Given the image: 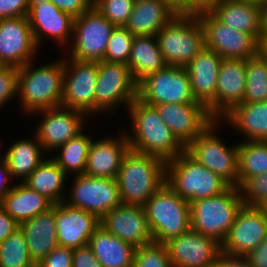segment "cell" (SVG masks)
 I'll use <instances>...</instances> for the list:
<instances>
[{"label":"cell","mask_w":267,"mask_h":267,"mask_svg":"<svg viewBox=\"0 0 267 267\" xmlns=\"http://www.w3.org/2000/svg\"><path fill=\"white\" fill-rule=\"evenodd\" d=\"M243 102L267 101V61L258 55L246 60Z\"/></svg>","instance_id":"8d00e7d4"},{"label":"cell","mask_w":267,"mask_h":267,"mask_svg":"<svg viewBox=\"0 0 267 267\" xmlns=\"http://www.w3.org/2000/svg\"><path fill=\"white\" fill-rule=\"evenodd\" d=\"M19 229V223L15 221L0 205V243Z\"/></svg>","instance_id":"681fc988"},{"label":"cell","mask_w":267,"mask_h":267,"mask_svg":"<svg viewBox=\"0 0 267 267\" xmlns=\"http://www.w3.org/2000/svg\"><path fill=\"white\" fill-rule=\"evenodd\" d=\"M134 4V0H93V6L115 27L125 26Z\"/></svg>","instance_id":"60d3db41"},{"label":"cell","mask_w":267,"mask_h":267,"mask_svg":"<svg viewBox=\"0 0 267 267\" xmlns=\"http://www.w3.org/2000/svg\"><path fill=\"white\" fill-rule=\"evenodd\" d=\"M30 258L35 264L59 245L55 225V204L49 210L19 224Z\"/></svg>","instance_id":"484cf974"},{"label":"cell","mask_w":267,"mask_h":267,"mask_svg":"<svg viewBox=\"0 0 267 267\" xmlns=\"http://www.w3.org/2000/svg\"><path fill=\"white\" fill-rule=\"evenodd\" d=\"M154 107L184 147L215 121L202 103H161Z\"/></svg>","instance_id":"ac0fdd59"},{"label":"cell","mask_w":267,"mask_h":267,"mask_svg":"<svg viewBox=\"0 0 267 267\" xmlns=\"http://www.w3.org/2000/svg\"><path fill=\"white\" fill-rule=\"evenodd\" d=\"M173 267H213L221 244L193 230L165 243Z\"/></svg>","instance_id":"ffe728a7"},{"label":"cell","mask_w":267,"mask_h":267,"mask_svg":"<svg viewBox=\"0 0 267 267\" xmlns=\"http://www.w3.org/2000/svg\"><path fill=\"white\" fill-rule=\"evenodd\" d=\"M98 62L78 61L64 55L63 94L61 106L94 116V96Z\"/></svg>","instance_id":"4fadbf2b"},{"label":"cell","mask_w":267,"mask_h":267,"mask_svg":"<svg viewBox=\"0 0 267 267\" xmlns=\"http://www.w3.org/2000/svg\"><path fill=\"white\" fill-rule=\"evenodd\" d=\"M104 138L92 139L89 147L85 173L92 177L116 178L125 155L130 150L126 132L122 130Z\"/></svg>","instance_id":"603a6c76"},{"label":"cell","mask_w":267,"mask_h":267,"mask_svg":"<svg viewBox=\"0 0 267 267\" xmlns=\"http://www.w3.org/2000/svg\"><path fill=\"white\" fill-rule=\"evenodd\" d=\"M138 96V84L127 64L98 62V74L94 96V116L113 115L122 106H128ZM122 105V106H121ZM97 114V116H96Z\"/></svg>","instance_id":"9c48e42d"},{"label":"cell","mask_w":267,"mask_h":267,"mask_svg":"<svg viewBox=\"0 0 267 267\" xmlns=\"http://www.w3.org/2000/svg\"><path fill=\"white\" fill-rule=\"evenodd\" d=\"M267 237V217L262 208L243 205L221 244V250L245 256Z\"/></svg>","instance_id":"d6986e66"},{"label":"cell","mask_w":267,"mask_h":267,"mask_svg":"<svg viewBox=\"0 0 267 267\" xmlns=\"http://www.w3.org/2000/svg\"><path fill=\"white\" fill-rule=\"evenodd\" d=\"M246 59H222L216 85V120L244 100Z\"/></svg>","instance_id":"d4e9b609"},{"label":"cell","mask_w":267,"mask_h":267,"mask_svg":"<svg viewBox=\"0 0 267 267\" xmlns=\"http://www.w3.org/2000/svg\"><path fill=\"white\" fill-rule=\"evenodd\" d=\"M19 138L12 141L4 153V160L13 182H24L29 175L41 164L48 153L43 150L37 136ZM19 180V181H18Z\"/></svg>","instance_id":"f1b7e54d"},{"label":"cell","mask_w":267,"mask_h":267,"mask_svg":"<svg viewBox=\"0 0 267 267\" xmlns=\"http://www.w3.org/2000/svg\"><path fill=\"white\" fill-rule=\"evenodd\" d=\"M0 148L2 149V145H0ZM1 149H0V152H1ZM3 160H4V154L0 153V162H2Z\"/></svg>","instance_id":"680465c9"},{"label":"cell","mask_w":267,"mask_h":267,"mask_svg":"<svg viewBox=\"0 0 267 267\" xmlns=\"http://www.w3.org/2000/svg\"><path fill=\"white\" fill-rule=\"evenodd\" d=\"M239 188L244 205L261 208L267 203V172L247 178Z\"/></svg>","instance_id":"b9f144b4"},{"label":"cell","mask_w":267,"mask_h":267,"mask_svg":"<svg viewBox=\"0 0 267 267\" xmlns=\"http://www.w3.org/2000/svg\"><path fill=\"white\" fill-rule=\"evenodd\" d=\"M239 142L238 166L240 186L247 178L267 172V141Z\"/></svg>","instance_id":"d590c367"},{"label":"cell","mask_w":267,"mask_h":267,"mask_svg":"<svg viewBox=\"0 0 267 267\" xmlns=\"http://www.w3.org/2000/svg\"><path fill=\"white\" fill-rule=\"evenodd\" d=\"M64 203L90 212L101 219L114 207L122 204L116 178L92 177L86 174L72 176Z\"/></svg>","instance_id":"8fae6325"},{"label":"cell","mask_w":267,"mask_h":267,"mask_svg":"<svg viewBox=\"0 0 267 267\" xmlns=\"http://www.w3.org/2000/svg\"><path fill=\"white\" fill-rule=\"evenodd\" d=\"M210 12L222 23L241 32L261 34L262 6L239 0H222Z\"/></svg>","instance_id":"f546056e"},{"label":"cell","mask_w":267,"mask_h":267,"mask_svg":"<svg viewBox=\"0 0 267 267\" xmlns=\"http://www.w3.org/2000/svg\"><path fill=\"white\" fill-rule=\"evenodd\" d=\"M122 204L144 206L165 183L166 162L129 150L116 177Z\"/></svg>","instance_id":"3957f363"},{"label":"cell","mask_w":267,"mask_h":267,"mask_svg":"<svg viewBox=\"0 0 267 267\" xmlns=\"http://www.w3.org/2000/svg\"><path fill=\"white\" fill-rule=\"evenodd\" d=\"M261 34H267V5L262 6Z\"/></svg>","instance_id":"9f6ffc18"},{"label":"cell","mask_w":267,"mask_h":267,"mask_svg":"<svg viewBox=\"0 0 267 267\" xmlns=\"http://www.w3.org/2000/svg\"><path fill=\"white\" fill-rule=\"evenodd\" d=\"M0 267H36L20 228L0 243Z\"/></svg>","instance_id":"74e56055"},{"label":"cell","mask_w":267,"mask_h":267,"mask_svg":"<svg viewBox=\"0 0 267 267\" xmlns=\"http://www.w3.org/2000/svg\"><path fill=\"white\" fill-rule=\"evenodd\" d=\"M86 129L52 152L51 158L64 170L68 177L85 173L92 137ZM57 153V154H56ZM55 154V155H54Z\"/></svg>","instance_id":"e575fe53"},{"label":"cell","mask_w":267,"mask_h":267,"mask_svg":"<svg viewBox=\"0 0 267 267\" xmlns=\"http://www.w3.org/2000/svg\"><path fill=\"white\" fill-rule=\"evenodd\" d=\"M165 182L189 204L221 194L230 187L224 179L201 165L185 150L166 162Z\"/></svg>","instance_id":"277c9868"},{"label":"cell","mask_w":267,"mask_h":267,"mask_svg":"<svg viewBox=\"0 0 267 267\" xmlns=\"http://www.w3.org/2000/svg\"><path fill=\"white\" fill-rule=\"evenodd\" d=\"M239 1L251 2V3H255L257 5H260V6L265 5V0H239Z\"/></svg>","instance_id":"6f0895ef"},{"label":"cell","mask_w":267,"mask_h":267,"mask_svg":"<svg viewBox=\"0 0 267 267\" xmlns=\"http://www.w3.org/2000/svg\"><path fill=\"white\" fill-rule=\"evenodd\" d=\"M27 16L0 20V65L20 68L38 53Z\"/></svg>","instance_id":"e0dca14e"},{"label":"cell","mask_w":267,"mask_h":267,"mask_svg":"<svg viewBox=\"0 0 267 267\" xmlns=\"http://www.w3.org/2000/svg\"><path fill=\"white\" fill-rule=\"evenodd\" d=\"M32 115L40 116L41 120L34 126L33 133L48 155L81 133L87 127L85 124L89 119L83 112L62 106L41 110Z\"/></svg>","instance_id":"5bb4252c"},{"label":"cell","mask_w":267,"mask_h":267,"mask_svg":"<svg viewBox=\"0 0 267 267\" xmlns=\"http://www.w3.org/2000/svg\"><path fill=\"white\" fill-rule=\"evenodd\" d=\"M133 267H173L165 244L151 242L135 249Z\"/></svg>","instance_id":"ab89813d"},{"label":"cell","mask_w":267,"mask_h":267,"mask_svg":"<svg viewBox=\"0 0 267 267\" xmlns=\"http://www.w3.org/2000/svg\"><path fill=\"white\" fill-rule=\"evenodd\" d=\"M168 66L185 67L204 47L205 35L196 14H176L156 35Z\"/></svg>","instance_id":"52a82bcc"},{"label":"cell","mask_w":267,"mask_h":267,"mask_svg":"<svg viewBox=\"0 0 267 267\" xmlns=\"http://www.w3.org/2000/svg\"><path fill=\"white\" fill-rule=\"evenodd\" d=\"M103 267H133L135 247L106 231L101 225L88 241Z\"/></svg>","instance_id":"1f68e13d"},{"label":"cell","mask_w":267,"mask_h":267,"mask_svg":"<svg viewBox=\"0 0 267 267\" xmlns=\"http://www.w3.org/2000/svg\"><path fill=\"white\" fill-rule=\"evenodd\" d=\"M0 205L20 224L49 210L54 203L24 182H15L12 189L0 201Z\"/></svg>","instance_id":"4dcf8cb0"},{"label":"cell","mask_w":267,"mask_h":267,"mask_svg":"<svg viewBox=\"0 0 267 267\" xmlns=\"http://www.w3.org/2000/svg\"><path fill=\"white\" fill-rule=\"evenodd\" d=\"M72 267H103L87 245L73 250Z\"/></svg>","instance_id":"7dc6e473"},{"label":"cell","mask_w":267,"mask_h":267,"mask_svg":"<svg viewBox=\"0 0 267 267\" xmlns=\"http://www.w3.org/2000/svg\"><path fill=\"white\" fill-rule=\"evenodd\" d=\"M205 35V47L222 59H249L257 55L258 40L219 21L210 11L196 14Z\"/></svg>","instance_id":"9a60e30c"},{"label":"cell","mask_w":267,"mask_h":267,"mask_svg":"<svg viewBox=\"0 0 267 267\" xmlns=\"http://www.w3.org/2000/svg\"><path fill=\"white\" fill-rule=\"evenodd\" d=\"M222 58L204 47L185 67L191 91L197 102L204 104L216 120V85Z\"/></svg>","instance_id":"7402d4cb"},{"label":"cell","mask_w":267,"mask_h":267,"mask_svg":"<svg viewBox=\"0 0 267 267\" xmlns=\"http://www.w3.org/2000/svg\"><path fill=\"white\" fill-rule=\"evenodd\" d=\"M60 10L74 18L82 15L93 7V0H49Z\"/></svg>","instance_id":"bcb514c9"},{"label":"cell","mask_w":267,"mask_h":267,"mask_svg":"<svg viewBox=\"0 0 267 267\" xmlns=\"http://www.w3.org/2000/svg\"><path fill=\"white\" fill-rule=\"evenodd\" d=\"M222 0H189V13L197 14L202 11H210Z\"/></svg>","instance_id":"f5cc1de1"},{"label":"cell","mask_w":267,"mask_h":267,"mask_svg":"<svg viewBox=\"0 0 267 267\" xmlns=\"http://www.w3.org/2000/svg\"><path fill=\"white\" fill-rule=\"evenodd\" d=\"M114 28L115 26L93 6L75 18L71 45L65 48L68 50H65V56L78 61L103 60Z\"/></svg>","instance_id":"30bf717a"},{"label":"cell","mask_w":267,"mask_h":267,"mask_svg":"<svg viewBox=\"0 0 267 267\" xmlns=\"http://www.w3.org/2000/svg\"><path fill=\"white\" fill-rule=\"evenodd\" d=\"M137 98L150 106L161 103H200L191 91L186 67L181 66H167L144 78L138 84Z\"/></svg>","instance_id":"7c38bea8"},{"label":"cell","mask_w":267,"mask_h":267,"mask_svg":"<svg viewBox=\"0 0 267 267\" xmlns=\"http://www.w3.org/2000/svg\"><path fill=\"white\" fill-rule=\"evenodd\" d=\"M143 207L154 242L165 244L191 229L189 202L166 182Z\"/></svg>","instance_id":"5b68a950"},{"label":"cell","mask_w":267,"mask_h":267,"mask_svg":"<svg viewBox=\"0 0 267 267\" xmlns=\"http://www.w3.org/2000/svg\"><path fill=\"white\" fill-rule=\"evenodd\" d=\"M17 87L18 68L0 65V109L9 104L12 99L15 100L17 97Z\"/></svg>","instance_id":"7bdbcfd3"},{"label":"cell","mask_w":267,"mask_h":267,"mask_svg":"<svg viewBox=\"0 0 267 267\" xmlns=\"http://www.w3.org/2000/svg\"><path fill=\"white\" fill-rule=\"evenodd\" d=\"M257 55L267 61V34L258 37Z\"/></svg>","instance_id":"11a10c76"},{"label":"cell","mask_w":267,"mask_h":267,"mask_svg":"<svg viewBox=\"0 0 267 267\" xmlns=\"http://www.w3.org/2000/svg\"><path fill=\"white\" fill-rule=\"evenodd\" d=\"M127 65L137 84L168 66L159 49L156 36L152 35L134 36Z\"/></svg>","instance_id":"d6a6232c"},{"label":"cell","mask_w":267,"mask_h":267,"mask_svg":"<svg viewBox=\"0 0 267 267\" xmlns=\"http://www.w3.org/2000/svg\"><path fill=\"white\" fill-rule=\"evenodd\" d=\"M134 36L124 26H116L108 40L104 61L127 64Z\"/></svg>","instance_id":"f35d334b"},{"label":"cell","mask_w":267,"mask_h":267,"mask_svg":"<svg viewBox=\"0 0 267 267\" xmlns=\"http://www.w3.org/2000/svg\"><path fill=\"white\" fill-rule=\"evenodd\" d=\"M66 180L69 181V178L64 170L49 155V157H45L24 183L46 196L54 204H59L64 202L66 198Z\"/></svg>","instance_id":"836d02e7"},{"label":"cell","mask_w":267,"mask_h":267,"mask_svg":"<svg viewBox=\"0 0 267 267\" xmlns=\"http://www.w3.org/2000/svg\"><path fill=\"white\" fill-rule=\"evenodd\" d=\"M245 256L252 267H267V237Z\"/></svg>","instance_id":"f907efd6"},{"label":"cell","mask_w":267,"mask_h":267,"mask_svg":"<svg viewBox=\"0 0 267 267\" xmlns=\"http://www.w3.org/2000/svg\"><path fill=\"white\" fill-rule=\"evenodd\" d=\"M31 0H0V20L27 16Z\"/></svg>","instance_id":"f6af8a7d"},{"label":"cell","mask_w":267,"mask_h":267,"mask_svg":"<svg viewBox=\"0 0 267 267\" xmlns=\"http://www.w3.org/2000/svg\"><path fill=\"white\" fill-rule=\"evenodd\" d=\"M166 2L177 13H189V0H161Z\"/></svg>","instance_id":"db71d44e"},{"label":"cell","mask_w":267,"mask_h":267,"mask_svg":"<svg viewBox=\"0 0 267 267\" xmlns=\"http://www.w3.org/2000/svg\"><path fill=\"white\" fill-rule=\"evenodd\" d=\"M261 208L264 210L266 217H267V203L264 206H262Z\"/></svg>","instance_id":"91938a15"},{"label":"cell","mask_w":267,"mask_h":267,"mask_svg":"<svg viewBox=\"0 0 267 267\" xmlns=\"http://www.w3.org/2000/svg\"><path fill=\"white\" fill-rule=\"evenodd\" d=\"M221 124V120L212 122L185 147V151L230 186L239 187L238 142L233 146L226 144L217 131L223 127Z\"/></svg>","instance_id":"ba28073f"},{"label":"cell","mask_w":267,"mask_h":267,"mask_svg":"<svg viewBox=\"0 0 267 267\" xmlns=\"http://www.w3.org/2000/svg\"><path fill=\"white\" fill-rule=\"evenodd\" d=\"M9 169L5 160L0 162V201L12 189L14 182H12ZM12 182V183H11ZM12 185V186H11Z\"/></svg>","instance_id":"816d5d0a"},{"label":"cell","mask_w":267,"mask_h":267,"mask_svg":"<svg viewBox=\"0 0 267 267\" xmlns=\"http://www.w3.org/2000/svg\"><path fill=\"white\" fill-rule=\"evenodd\" d=\"M176 14L178 13L164 1H137L124 27L133 36H156Z\"/></svg>","instance_id":"83f0119b"},{"label":"cell","mask_w":267,"mask_h":267,"mask_svg":"<svg viewBox=\"0 0 267 267\" xmlns=\"http://www.w3.org/2000/svg\"><path fill=\"white\" fill-rule=\"evenodd\" d=\"M73 249L57 246L36 267H72Z\"/></svg>","instance_id":"ee69618b"},{"label":"cell","mask_w":267,"mask_h":267,"mask_svg":"<svg viewBox=\"0 0 267 267\" xmlns=\"http://www.w3.org/2000/svg\"><path fill=\"white\" fill-rule=\"evenodd\" d=\"M126 113L131 128L123 130L126 132L131 150L157 156L165 162L174 159L185 150L154 106L135 98Z\"/></svg>","instance_id":"6da1fadb"},{"label":"cell","mask_w":267,"mask_h":267,"mask_svg":"<svg viewBox=\"0 0 267 267\" xmlns=\"http://www.w3.org/2000/svg\"><path fill=\"white\" fill-rule=\"evenodd\" d=\"M244 205L239 187L190 203L191 230L222 244Z\"/></svg>","instance_id":"8992f818"},{"label":"cell","mask_w":267,"mask_h":267,"mask_svg":"<svg viewBox=\"0 0 267 267\" xmlns=\"http://www.w3.org/2000/svg\"><path fill=\"white\" fill-rule=\"evenodd\" d=\"M100 225L135 248L153 242L143 206L121 204L107 212Z\"/></svg>","instance_id":"44dd1931"},{"label":"cell","mask_w":267,"mask_h":267,"mask_svg":"<svg viewBox=\"0 0 267 267\" xmlns=\"http://www.w3.org/2000/svg\"><path fill=\"white\" fill-rule=\"evenodd\" d=\"M28 20L38 48L46 39L68 48L73 35L75 18L60 10L49 0H31ZM45 39V40H44Z\"/></svg>","instance_id":"2e32d148"},{"label":"cell","mask_w":267,"mask_h":267,"mask_svg":"<svg viewBox=\"0 0 267 267\" xmlns=\"http://www.w3.org/2000/svg\"><path fill=\"white\" fill-rule=\"evenodd\" d=\"M221 121L242 135V141H267V101L242 102Z\"/></svg>","instance_id":"4316f807"},{"label":"cell","mask_w":267,"mask_h":267,"mask_svg":"<svg viewBox=\"0 0 267 267\" xmlns=\"http://www.w3.org/2000/svg\"><path fill=\"white\" fill-rule=\"evenodd\" d=\"M213 267H252L246 256L233 255L220 251Z\"/></svg>","instance_id":"c3c4849f"},{"label":"cell","mask_w":267,"mask_h":267,"mask_svg":"<svg viewBox=\"0 0 267 267\" xmlns=\"http://www.w3.org/2000/svg\"><path fill=\"white\" fill-rule=\"evenodd\" d=\"M36 65L32 60L18 68L17 101L27 117L62 103L64 53L54 62Z\"/></svg>","instance_id":"7a4b0ae2"},{"label":"cell","mask_w":267,"mask_h":267,"mask_svg":"<svg viewBox=\"0 0 267 267\" xmlns=\"http://www.w3.org/2000/svg\"><path fill=\"white\" fill-rule=\"evenodd\" d=\"M55 225L59 246L77 249L88 244L100 219L87 211L61 202L55 204Z\"/></svg>","instance_id":"cb8c5ba5"}]
</instances>
